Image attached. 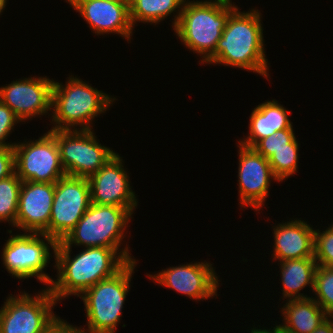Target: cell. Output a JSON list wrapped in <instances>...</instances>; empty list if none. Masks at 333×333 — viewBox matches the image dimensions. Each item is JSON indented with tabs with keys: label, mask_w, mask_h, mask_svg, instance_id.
<instances>
[{
	"label": "cell",
	"mask_w": 333,
	"mask_h": 333,
	"mask_svg": "<svg viewBox=\"0 0 333 333\" xmlns=\"http://www.w3.org/2000/svg\"><path fill=\"white\" fill-rule=\"evenodd\" d=\"M304 220H289L273 226V259L283 260L314 258V233Z\"/></svg>",
	"instance_id": "ac0fdd59"
},
{
	"label": "cell",
	"mask_w": 333,
	"mask_h": 333,
	"mask_svg": "<svg viewBox=\"0 0 333 333\" xmlns=\"http://www.w3.org/2000/svg\"><path fill=\"white\" fill-rule=\"evenodd\" d=\"M312 297L329 316H333V268L318 266L315 272ZM316 298V299H315Z\"/></svg>",
	"instance_id": "d4e9b609"
},
{
	"label": "cell",
	"mask_w": 333,
	"mask_h": 333,
	"mask_svg": "<svg viewBox=\"0 0 333 333\" xmlns=\"http://www.w3.org/2000/svg\"><path fill=\"white\" fill-rule=\"evenodd\" d=\"M271 329H256V327L255 328H252V330H251V333H273V331H270Z\"/></svg>",
	"instance_id": "d6a6232c"
},
{
	"label": "cell",
	"mask_w": 333,
	"mask_h": 333,
	"mask_svg": "<svg viewBox=\"0 0 333 333\" xmlns=\"http://www.w3.org/2000/svg\"><path fill=\"white\" fill-rule=\"evenodd\" d=\"M68 78L65 85L53 83L51 120L55 127L50 130H72L77 126L80 130H92V120L106 112L116 98L72 75Z\"/></svg>",
	"instance_id": "277c9868"
},
{
	"label": "cell",
	"mask_w": 333,
	"mask_h": 333,
	"mask_svg": "<svg viewBox=\"0 0 333 333\" xmlns=\"http://www.w3.org/2000/svg\"><path fill=\"white\" fill-rule=\"evenodd\" d=\"M136 263L137 260L128 262L114 276L99 281L79 296L87 317L88 329L83 327L84 333H115Z\"/></svg>",
	"instance_id": "8992f818"
},
{
	"label": "cell",
	"mask_w": 333,
	"mask_h": 333,
	"mask_svg": "<svg viewBox=\"0 0 333 333\" xmlns=\"http://www.w3.org/2000/svg\"><path fill=\"white\" fill-rule=\"evenodd\" d=\"M15 172V153L10 146L0 147V180Z\"/></svg>",
	"instance_id": "f1b7e54d"
},
{
	"label": "cell",
	"mask_w": 333,
	"mask_h": 333,
	"mask_svg": "<svg viewBox=\"0 0 333 333\" xmlns=\"http://www.w3.org/2000/svg\"><path fill=\"white\" fill-rule=\"evenodd\" d=\"M22 122L14 112L0 100V147L10 146L13 147L15 143H7L9 134L12 130L14 131V126Z\"/></svg>",
	"instance_id": "83f0119b"
},
{
	"label": "cell",
	"mask_w": 333,
	"mask_h": 333,
	"mask_svg": "<svg viewBox=\"0 0 333 333\" xmlns=\"http://www.w3.org/2000/svg\"><path fill=\"white\" fill-rule=\"evenodd\" d=\"M91 205L90 185L85 177L64 176L55 183L48 228L43 232L57 243L74 229Z\"/></svg>",
	"instance_id": "30bf717a"
},
{
	"label": "cell",
	"mask_w": 333,
	"mask_h": 333,
	"mask_svg": "<svg viewBox=\"0 0 333 333\" xmlns=\"http://www.w3.org/2000/svg\"><path fill=\"white\" fill-rule=\"evenodd\" d=\"M298 148L299 144L296 137L290 142V148H281L276 150L268 159L274 176L277 181L295 174L298 169Z\"/></svg>",
	"instance_id": "cb8c5ba5"
},
{
	"label": "cell",
	"mask_w": 333,
	"mask_h": 333,
	"mask_svg": "<svg viewBox=\"0 0 333 333\" xmlns=\"http://www.w3.org/2000/svg\"><path fill=\"white\" fill-rule=\"evenodd\" d=\"M185 0H130V20L135 26L136 22L159 24L171 13L177 12L172 18V28L177 25ZM177 9V10H176Z\"/></svg>",
	"instance_id": "7402d4cb"
},
{
	"label": "cell",
	"mask_w": 333,
	"mask_h": 333,
	"mask_svg": "<svg viewBox=\"0 0 333 333\" xmlns=\"http://www.w3.org/2000/svg\"><path fill=\"white\" fill-rule=\"evenodd\" d=\"M333 316H329L312 333H333Z\"/></svg>",
	"instance_id": "4dcf8cb0"
},
{
	"label": "cell",
	"mask_w": 333,
	"mask_h": 333,
	"mask_svg": "<svg viewBox=\"0 0 333 333\" xmlns=\"http://www.w3.org/2000/svg\"><path fill=\"white\" fill-rule=\"evenodd\" d=\"M277 100L267 101L256 106L250 115L247 138L238 141L242 146L252 148L259 140L275 134L277 131L291 128L287 111Z\"/></svg>",
	"instance_id": "d6986e66"
},
{
	"label": "cell",
	"mask_w": 333,
	"mask_h": 333,
	"mask_svg": "<svg viewBox=\"0 0 333 333\" xmlns=\"http://www.w3.org/2000/svg\"><path fill=\"white\" fill-rule=\"evenodd\" d=\"M55 139L68 176L88 178L116 154L99 144L93 130H55Z\"/></svg>",
	"instance_id": "9c48e42d"
},
{
	"label": "cell",
	"mask_w": 333,
	"mask_h": 333,
	"mask_svg": "<svg viewBox=\"0 0 333 333\" xmlns=\"http://www.w3.org/2000/svg\"><path fill=\"white\" fill-rule=\"evenodd\" d=\"M110 2H129L130 0H106Z\"/></svg>",
	"instance_id": "e575fe53"
},
{
	"label": "cell",
	"mask_w": 333,
	"mask_h": 333,
	"mask_svg": "<svg viewBox=\"0 0 333 333\" xmlns=\"http://www.w3.org/2000/svg\"><path fill=\"white\" fill-rule=\"evenodd\" d=\"M314 259L318 266L333 268V224L314 233Z\"/></svg>",
	"instance_id": "484cf974"
},
{
	"label": "cell",
	"mask_w": 333,
	"mask_h": 333,
	"mask_svg": "<svg viewBox=\"0 0 333 333\" xmlns=\"http://www.w3.org/2000/svg\"><path fill=\"white\" fill-rule=\"evenodd\" d=\"M21 185L22 180L15 172L0 180V222L8 221L13 227H16Z\"/></svg>",
	"instance_id": "603a6c76"
},
{
	"label": "cell",
	"mask_w": 333,
	"mask_h": 333,
	"mask_svg": "<svg viewBox=\"0 0 333 333\" xmlns=\"http://www.w3.org/2000/svg\"><path fill=\"white\" fill-rule=\"evenodd\" d=\"M283 299L311 298L300 293L301 289L310 286L313 290L315 272L318 264L314 258L283 260L280 263Z\"/></svg>",
	"instance_id": "44dd1931"
},
{
	"label": "cell",
	"mask_w": 333,
	"mask_h": 333,
	"mask_svg": "<svg viewBox=\"0 0 333 333\" xmlns=\"http://www.w3.org/2000/svg\"><path fill=\"white\" fill-rule=\"evenodd\" d=\"M237 7L232 0H185L173 30L186 48L202 55L200 63L204 64L214 53L227 20Z\"/></svg>",
	"instance_id": "3957f363"
},
{
	"label": "cell",
	"mask_w": 333,
	"mask_h": 333,
	"mask_svg": "<svg viewBox=\"0 0 333 333\" xmlns=\"http://www.w3.org/2000/svg\"><path fill=\"white\" fill-rule=\"evenodd\" d=\"M122 162L123 159L116 153L101 169L87 178L91 203L127 207L134 212L138 205L137 196L131 189Z\"/></svg>",
	"instance_id": "9a60e30c"
},
{
	"label": "cell",
	"mask_w": 333,
	"mask_h": 333,
	"mask_svg": "<svg viewBox=\"0 0 333 333\" xmlns=\"http://www.w3.org/2000/svg\"><path fill=\"white\" fill-rule=\"evenodd\" d=\"M295 138L293 126L288 129L277 131L267 138L259 140L252 148L266 159L281 148H290V142Z\"/></svg>",
	"instance_id": "4316f807"
},
{
	"label": "cell",
	"mask_w": 333,
	"mask_h": 333,
	"mask_svg": "<svg viewBox=\"0 0 333 333\" xmlns=\"http://www.w3.org/2000/svg\"><path fill=\"white\" fill-rule=\"evenodd\" d=\"M132 214L133 212L127 207L91 203L74 229L61 242H58L56 247H72L71 245L74 244L75 246L83 245L84 248H113L127 262L134 261L127 244L124 249L119 248L122 239L126 236L124 231Z\"/></svg>",
	"instance_id": "5b68a950"
},
{
	"label": "cell",
	"mask_w": 333,
	"mask_h": 333,
	"mask_svg": "<svg viewBox=\"0 0 333 333\" xmlns=\"http://www.w3.org/2000/svg\"><path fill=\"white\" fill-rule=\"evenodd\" d=\"M7 0H0V14L3 12L6 6Z\"/></svg>",
	"instance_id": "836d02e7"
},
{
	"label": "cell",
	"mask_w": 333,
	"mask_h": 333,
	"mask_svg": "<svg viewBox=\"0 0 333 333\" xmlns=\"http://www.w3.org/2000/svg\"><path fill=\"white\" fill-rule=\"evenodd\" d=\"M213 268L212 264L206 261L194 262V264L172 266L155 275L146 276L161 286L200 301L217 296L220 280Z\"/></svg>",
	"instance_id": "7c38bea8"
},
{
	"label": "cell",
	"mask_w": 333,
	"mask_h": 333,
	"mask_svg": "<svg viewBox=\"0 0 333 333\" xmlns=\"http://www.w3.org/2000/svg\"><path fill=\"white\" fill-rule=\"evenodd\" d=\"M55 183L22 181L16 227L24 232L43 233L49 226Z\"/></svg>",
	"instance_id": "e0dca14e"
},
{
	"label": "cell",
	"mask_w": 333,
	"mask_h": 333,
	"mask_svg": "<svg viewBox=\"0 0 333 333\" xmlns=\"http://www.w3.org/2000/svg\"><path fill=\"white\" fill-rule=\"evenodd\" d=\"M71 248L56 247L53 255L58 275L47 287L57 301L70 295L79 297L99 281L114 276L128 263L113 248H84L73 258Z\"/></svg>",
	"instance_id": "6da1fadb"
},
{
	"label": "cell",
	"mask_w": 333,
	"mask_h": 333,
	"mask_svg": "<svg viewBox=\"0 0 333 333\" xmlns=\"http://www.w3.org/2000/svg\"><path fill=\"white\" fill-rule=\"evenodd\" d=\"M273 333H293V332H290L288 330H286L285 328H283L282 326L280 325H276L273 329H272Z\"/></svg>",
	"instance_id": "1f68e13d"
},
{
	"label": "cell",
	"mask_w": 333,
	"mask_h": 333,
	"mask_svg": "<svg viewBox=\"0 0 333 333\" xmlns=\"http://www.w3.org/2000/svg\"><path fill=\"white\" fill-rule=\"evenodd\" d=\"M261 16L259 10L240 12L237 7L230 14L214 53L204 63L234 66L268 79Z\"/></svg>",
	"instance_id": "7a4b0ae2"
},
{
	"label": "cell",
	"mask_w": 333,
	"mask_h": 333,
	"mask_svg": "<svg viewBox=\"0 0 333 333\" xmlns=\"http://www.w3.org/2000/svg\"><path fill=\"white\" fill-rule=\"evenodd\" d=\"M283 307V324H279L293 333H312L329 315L313 299H290Z\"/></svg>",
	"instance_id": "ffe728a7"
},
{
	"label": "cell",
	"mask_w": 333,
	"mask_h": 333,
	"mask_svg": "<svg viewBox=\"0 0 333 333\" xmlns=\"http://www.w3.org/2000/svg\"><path fill=\"white\" fill-rule=\"evenodd\" d=\"M54 80L45 77H30L12 81L0 87V100L22 121L36 115H46L51 110Z\"/></svg>",
	"instance_id": "4fadbf2b"
},
{
	"label": "cell",
	"mask_w": 333,
	"mask_h": 333,
	"mask_svg": "<svg viewBox=\"0 0 333 333\" xmlns=\"http://www.w3.org/2000/svg\"><path fill=\"white\" fill-rule=\"evenodd\" d=\"M86 20L96 35L115 33L131 40L133 25L129 2L106 0H66Z\"/></svg>",
	"instance_id": "2e32d148"
},
{
	"label": "cell",
	"mask_w": 333,
	"mask_h": 333,
	"mask_svg": "<svg viewBox=\"0 0 333 333\" xmlns=\"http://www.w3.org/2000/svg\"><path fill=\"white\" fill-rule=\"evenodd\" d=\"M238 145L239 205L242 208L250 206L259 212L269 195L268 188L271 181H276L277 178L272 172L268 159L257 153L253 148Z\"/></svg>",
	"instance_id": "5bb4252c"
},
{
	"label": "cell",
	"mask_w": 333,
	"mask_h": 333,
	"mask_svg": "<svg viewBox=\"0 0 333 333\" xmlns=\"http://www.w3.org/2000/svg\"><path fill=\"white\" fill-rule=\"evenodd\" d=\"M39 293L7 297L0 309V333H46L53 326L60 318L52 311L58 301L49 287Z\"/></svg>",
	"instance_id": "52a82bcc"
},
{
	"label": "cell",
	"mask_w": 333,
	"mask_h": 333,
	"mask_svg": "<svg viewBox=\"0 0 333 333\" xmlns=\"http://www.w3.org/2000/svg\"><path fill=\"white\" fill-rule=\"evenodd\" d=\"M46 333H84L82 328L74 327L63 319H58Z\"/></svg>",
	"instance_id": "f546056e"
},
{
	"label": "cell",
	"mask_w": 333,
	"mask_h": 333,
	"mask_svg": "<svg viewBox=\"0 0 333 333\" xmlns=\"http://www.w3.org/2000/svg\"><path fill=\"white\" fill-rule=\"evenodd\" d=\"M25 142L13 146L15 173L22 181L56 183L67 175L61 163L55 130H49L35 141Z\"/></svg>",
	"instance_id": "8fae6325"
},
{
	"label": "cell",
	"mask_w": 333,
	"mask_h": 333,
	"mask_svg": "<svg viewBox=\"0 0 333 333\" xmlns=\"http://www.w3.org/2000/svg\"><path fill=\"white\" fill-rule=\"evenodd\" d=\"M56 246L57 242L44 233L12 234L2 249L3 265L9 274L18 279L36 277L50 285L53 279L44 270L51 259L50 248L55 254Z\"/></svg>",
	"instance_id": "ba28073f"
}]
</instances>
